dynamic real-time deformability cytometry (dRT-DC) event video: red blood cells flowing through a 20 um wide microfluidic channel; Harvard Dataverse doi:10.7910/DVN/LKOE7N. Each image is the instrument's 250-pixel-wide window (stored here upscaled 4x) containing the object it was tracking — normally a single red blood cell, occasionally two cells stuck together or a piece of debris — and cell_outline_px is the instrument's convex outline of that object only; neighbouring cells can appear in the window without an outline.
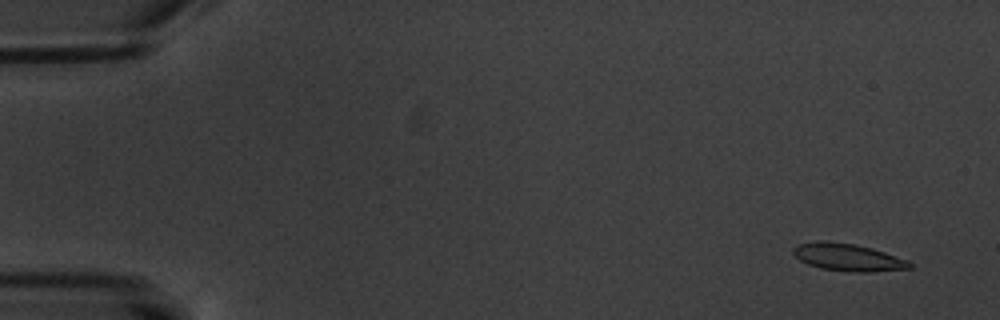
{"species": "common noctule bat (a hibernating species)", "species_latin": "Nyctalus noctula", "temperature_condition": "warm", "stored_images_in_passage": 6, "camera_frame_rate_fps": 3000, "um_per_image_px": 0.085, "animal": {"sex": "male", "body_mass_g": 20.1, "forearm_length_mm": 53.5}, "frame": {"image": 1, "passage_image": 2, "time_ms": 1.0, "image_size_px": [1000, 320], "cell_outline_px": [[912, 268], [868, 272], [852, 272], [820, 268], [808, 264], [800, 260], [792, 252], [792, 248], [800, 244], [816, 240], [828, 240], [856, 244], [872, 248], [908, 260], [912, 264]], "centroid_in_image_um": [72.06, 21.85], "position_along_channel_um": 12.9, "area_um2": 18.67}}
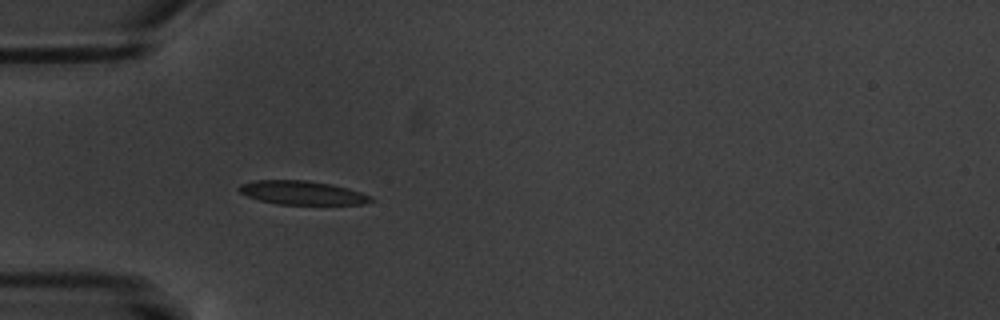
{"frame": {"image": 2, "passage_image": 6, "time_ms": 6.0, "image_size_px": [1000, 320], "cell_outline_px": [[376, 200], [364, 204], [276, 204], [260, 200], [248, 196], [240, 192], [236, 188], [240, 184], [256, 180], [308, 180], [332, 184], [348, 188], [372, 196]], "centroid_in_image_um": [25.7, 16.38], "position_along_channel_um": 59.3, "area_um2": 18.32}}